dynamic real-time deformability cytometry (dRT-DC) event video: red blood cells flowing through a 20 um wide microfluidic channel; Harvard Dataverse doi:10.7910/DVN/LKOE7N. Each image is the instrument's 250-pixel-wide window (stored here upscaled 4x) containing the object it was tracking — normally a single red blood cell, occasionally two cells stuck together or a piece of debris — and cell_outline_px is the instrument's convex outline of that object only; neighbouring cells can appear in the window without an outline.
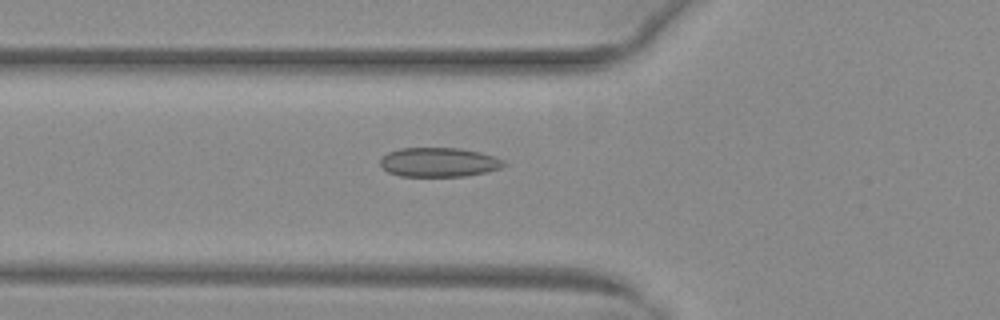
{"species": "common noctule bat (a hibernating species)", "species_latin": "Nyctalus noctula", "temperature_condition": "warm", "stored_images_in_passage": 49, "camera_frame_rate_fps": 3000, "um_per_image_px": 0.085, "animal": {"sex": "female", "body_mass_g": 29.2, "forearm_length_mm": 56.3}, "frame": {"image": 1, "passage_image": 16, "time_ms": 5.0, "image_size_px": [1000, 320], "cell_outline_px": [[508, 164], [500, 168], [488, 172], [464, 176], [400, 176], [388, 172], [380, 164], [380, 160], [388, 152], [400, 148], [460, 148], [480, 152], [504, 160]], "centroid_in_image_um": [37.33, 13.79], "position_along_channel_um": 88.5, "area_um2": 21.1}}
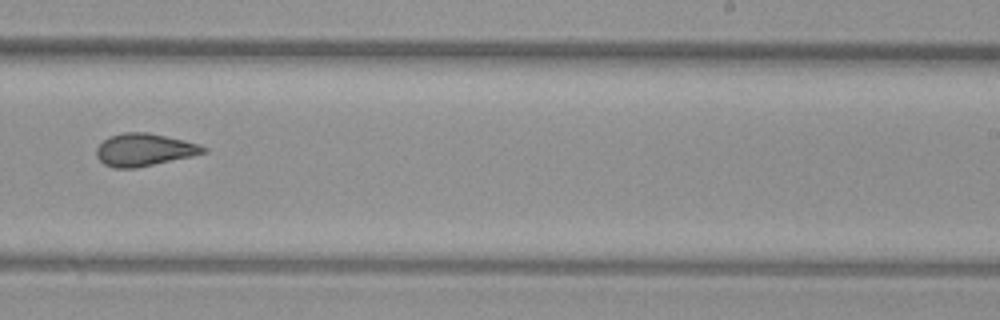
{"frame": {"image": 2, "passage_image": 30, "time_ms": 9.667, "image_size_px": [1000, 320], "cell_outline_px": [[208, 152], [192, 156], [136, 168], [112, 168], [104, 164], [96, 156], [96, 148], [108, 136], [124, 132], [148, 132], [184, 140], [200, 144], [208, 148]], "centroid_in_image_um": [12.27, 12.73], "position_along_channel_um": 276.7, "area_um2": 20.4}}
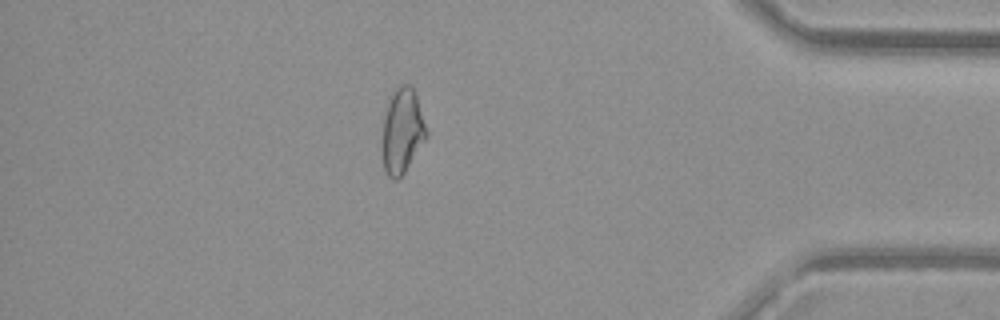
{"frame": {"image": 3, "passage_image": 42, "time_ms": 13.667, "image_size_px": [1000, 320], "cell_outline_px": [[428, 136], [404, 172], [396, 180], [392, 180], [388, 176], [384, 168], [384, 120], [388, 104], [392, 92], [400, 84], [408, 84], [412, 88], [416, 96], [428, 132]], "centroid_in_image_um": [34.22, 11.12], "position_along_channel_um": 401.0, "area_um2": 21.15}, "authors_computed_cell_mechanics": {"area_um2": 21.2126, "velocity_mm_per_s": 4.0314, "shape_relaxation_time_tau1_ms": null, "shape_relaxation_time_tau2_ms": 2.1375, "deformation_change_tau1": null, "deformation_change_tau2": 0.0885}}